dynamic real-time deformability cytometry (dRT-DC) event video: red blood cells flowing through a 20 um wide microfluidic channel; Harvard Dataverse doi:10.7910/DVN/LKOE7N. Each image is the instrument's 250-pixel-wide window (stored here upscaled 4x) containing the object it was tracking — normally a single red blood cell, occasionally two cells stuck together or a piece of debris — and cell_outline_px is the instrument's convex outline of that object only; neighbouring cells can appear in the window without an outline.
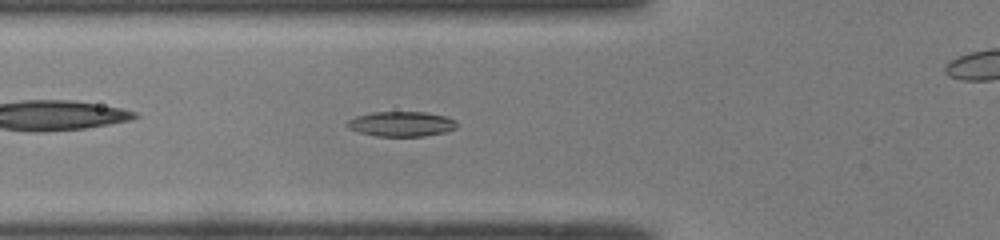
{"species": "common noctule bat (a hibernating species)", "species_latin": "Nyctalus noctula", "temperature_condition": "room temperature", "stored_images_in_passage": 38, "camera_frame_rate_fps": 3000, "um_per_image_px": 0.085, "animal": {"sex": "male", "body_mass_g": 19.0, "forearm_length_mm": 50.8}, "frame": {"image": 1, "passage_image": 5, "time_ms": 1.333, "image_size_px": [1000, 240], "cell_outline_px": [[456, 128], [444, 132], [424, 136], [376, 136], [360, 132], [348, 128], [344, 124], [348, 120], [356, 116], [372, 112], [424, 112], [448, 116], [456, 120]], "centroid_in_image_um": [34.11, 10.53], "position_along_channel_um": 91.7, "area_um2": 16.01}}
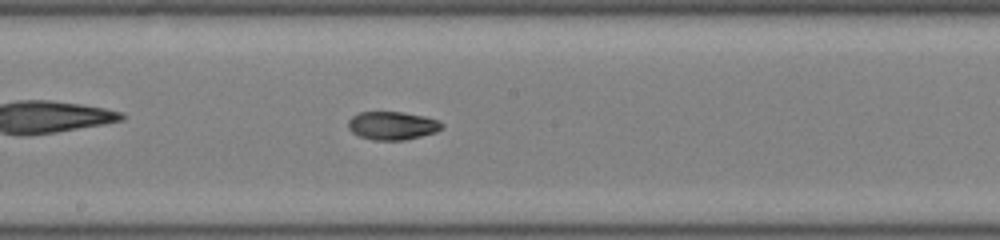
{"frame": {"image": 2, "passage_image": 14, "time_ms": 4.333, "image_size_px": [1000, 240], "cell_outline_px": [[444, 128], [436, 132], [404, 140], [372, 140], [360, 136], [352, 132], [348, 128], [348, 120], [352, 116], [360, 112], [404, 112], [424, 116], [436, 120], [444, 124]], "centroid_in_image_um": [33.35, 10.67], "position_along_channel_um": 214.9, "area_um2": 15.43}}
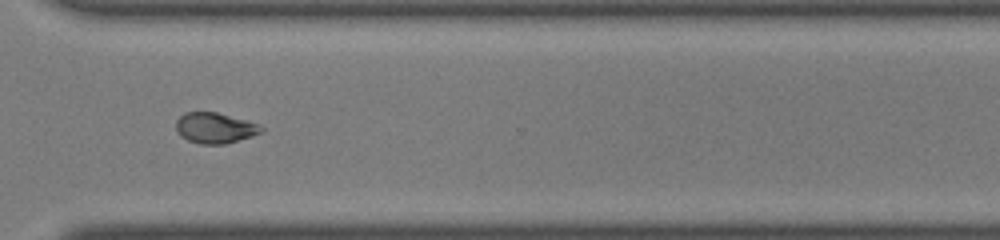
{"frame": {"image": 3, "passage_image": 24, "time_ms": 7.667, "image_size_px": [1000, 240], "cell_outline_px": [[264, 132], [252, 136], [224, 144], [200, 144], [188, 140], [180, 136], [176, 132], [176, 120], [184, 112], [216, 112], [260, 124], [264, 128]], "centroid_in_image_um": [18.27, 10.88], "position_along_channel_um": 352.3, "area_um2": 15.32}, "authors_computed_cell_mechanics": {"area_um2": 15.4326, "velocity_mm_per_s": 4.1063, "shape_relaxation_time_tau1_ms": 6.5793, "shape_relaxation_time_tau2_ms": 8.2246, "deformation_change_tau1": 0.1938, "deformation_change_tau2": 0.1423}}